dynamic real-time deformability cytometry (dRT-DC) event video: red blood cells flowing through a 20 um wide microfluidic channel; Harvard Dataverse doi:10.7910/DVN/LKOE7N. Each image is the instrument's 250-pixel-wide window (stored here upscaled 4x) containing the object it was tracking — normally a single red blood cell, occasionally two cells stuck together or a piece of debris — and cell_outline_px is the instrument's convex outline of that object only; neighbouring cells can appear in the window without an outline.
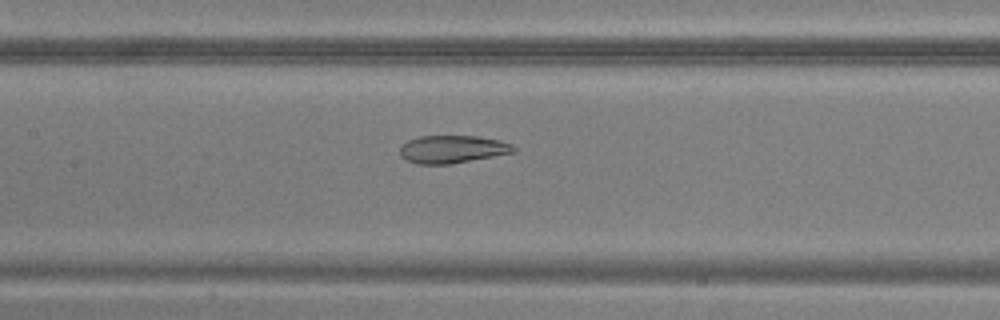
{"species": "common noctule bat (a hibernating species)", "species_latin": "Nyctalus noctula", "temperature_condition": "warm", "stored_images_in_passage": 48, "camera_frame_rate_fps": 3000, "um_per_image_px": 0.085, "animal": {"sex": "male", "body_mass_g": 20.5, "forearm_length_mm": 52.5}, "frame": {"image": 1, "passage_image": 24, "time_ms": 7.667, "image_size_px": [1000, 320], "cell_outline_px": [[516, 152], [452, 164], [416, 164], [404, 160], [400, 156], [400, 148], [408, 140], [420, 136], [480, 136], [500, 140], [512, 144], [516, 148]], "centroid_in_image_um": [38.47, 12.69], "position_along_channel_um": 168.9, "area_um2": 18.61}}
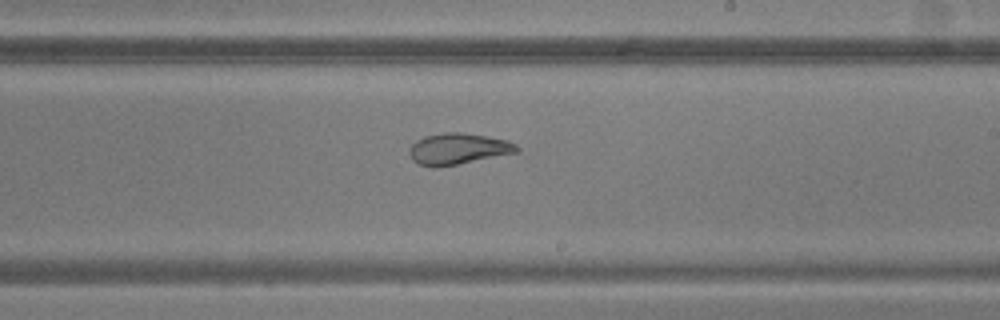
{"frame": {"image": 2, "passage_image": 30, "time_ms": 9.667, "image_size_px": [1000, 320], "cell_outline_px": [[520, 152], [436, 168], [432, 168], [420, 164], [412, 160], [408, 152], [412, 144], [416, 140], [424, 136], [444, 132], [460, 132], [508, 140], [516, 144], [520, 148]], "centroid_in_image_um": [38.93, 12.65], "position_along_channel_um": 250.1, "area_um2": 19.65}}
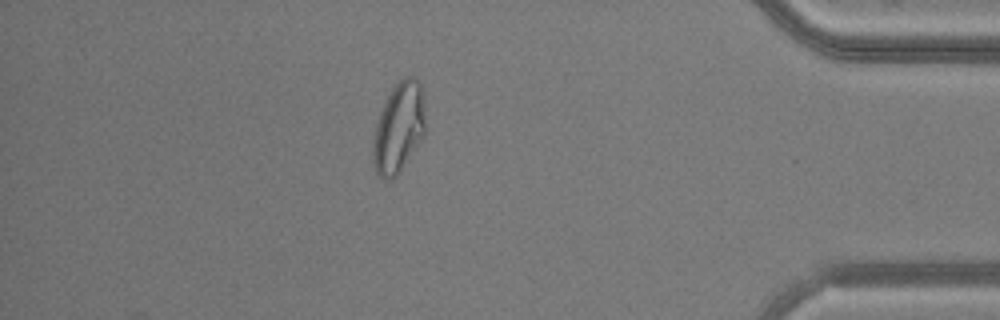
{"frame": {"image": 3, "passage_image": 44, "time_ms": 14.333, "image_size_px": [1000, 320], "cell_outline_px": [[424, 136], [400, 172], [392, 180], [384, 180], [376, 172], [372, 160], [372, 140], [376, 124], [380, 112], [392, 88], [404, 76], [416, 76], [420, 84], [424, 96]], "centroid_in_image_um": [33.89, 10.88], "position_along_channel_um": 401.3, "area_um2": 27.74}}